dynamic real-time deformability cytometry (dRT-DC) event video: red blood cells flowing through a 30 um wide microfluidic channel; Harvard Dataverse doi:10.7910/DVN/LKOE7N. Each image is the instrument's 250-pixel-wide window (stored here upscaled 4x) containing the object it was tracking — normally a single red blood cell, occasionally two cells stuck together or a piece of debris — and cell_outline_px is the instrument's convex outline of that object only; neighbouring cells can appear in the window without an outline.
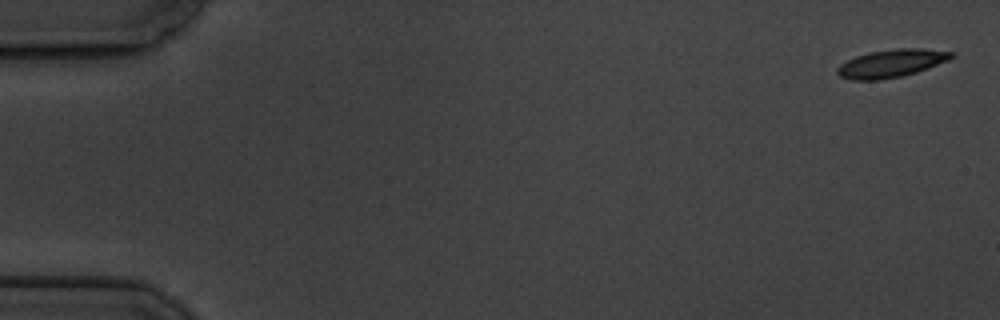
{"species": "common noctule bat (a hibernating species)", "species_latin": "Nyctalus noctula", "temperature_condition": "cold", "stored_images_in_passage": 6, "camera_frame_rate_fps": 3000, "um_per_image_px": 0.085, "animal": {"sex": "male", "body_mass_g": 19.5, "forearm_length_mm": 54.6}, "frame": {"image": 1, "passage_image": 1, "time_ms": 0.0, "image_size_px": [1000, 320], "cell_outline_px": [[956, 56], [948, 60], [928, 68], [916, 72], [900, 76], [880, 80], [852, 80], [840, 76], [836, 72], [836, 68], [840, 64], [856, 56], [868, 52], [896, 48], [920, 48], [956, 52]], "centroid_in_image_um": [75.78, 5.37], "position_along_channel_um": 9.2, "area_um2": 18.61}}